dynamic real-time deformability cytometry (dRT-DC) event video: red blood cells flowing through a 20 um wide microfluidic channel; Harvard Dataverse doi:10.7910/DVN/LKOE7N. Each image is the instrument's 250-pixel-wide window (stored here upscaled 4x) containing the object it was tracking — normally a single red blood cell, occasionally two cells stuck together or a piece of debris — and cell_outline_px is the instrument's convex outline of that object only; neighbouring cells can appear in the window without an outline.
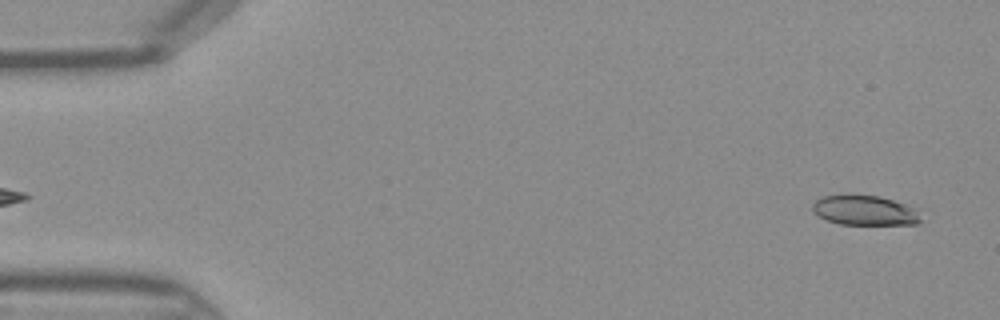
{"species": "Egyptian fruit bat (a non-hibernating species)", "species_latin": "Rousettus aegyptiacus", "temperature_condition": "warm", "stored_images_in_passage": 44, "camera_frame_rate_fps": 3000, "um_per_image_px": 0.085, "frame": {"image": 1, "passage_image": 2, "time_ms": 0.333, "image_size_px": [1000, 320], "cell_outline_px": [[920, 220], [916, 224], [840, 224], [828, 220], [812, 212], [812, 204], [820, 196], [848, 192], [852, 192], [880, 196], [916, 208]], "centroid_in_image_um": [73.42, 17.83], "position_along_channel_um": 11.6, "area_um2": 19.31}}
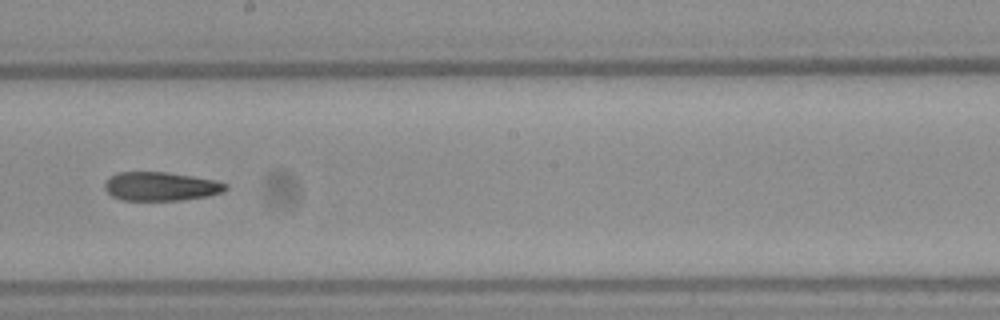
{"frame": {"image": 2, "passage_image": 25, "time_ms": 8.0, "image_size_px": [1000, 320], "cell_outline_px": [[228, 188], [220, 192], [208, 196], [180, 200], [120, 200], [112, 196], [104, 188], [104, 184], [112, 176], [120, 172], [168, 172], [216, 180], [228, 184]], "centroid_in_image_um": [13.68, 15.84], "position_along_channel_um": 234.5, "area_um2": 20.17}}
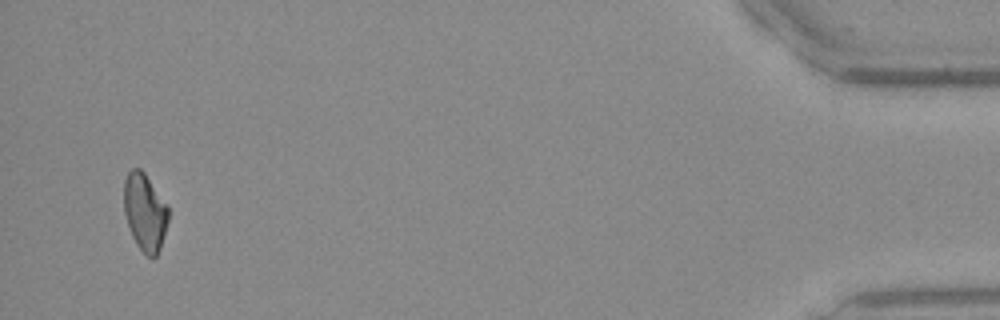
{"frame": {"image": 3, "passage_image": 43, "time_ms": 14.0, "image_size_px": [1000, 320], "cell_outline_px": [[168, 220], [160, 248], [156, 256], [152, 260], [136, 244], [132, 236], [124, 212], [124, 180], [128, 172], [132, 168], [140, 168], [144, 172], [168, 208]], "centroid_in_image_um": [12.3, 18.03], "position_along_channel_um": 422.9, "area_um2": 19.71}}